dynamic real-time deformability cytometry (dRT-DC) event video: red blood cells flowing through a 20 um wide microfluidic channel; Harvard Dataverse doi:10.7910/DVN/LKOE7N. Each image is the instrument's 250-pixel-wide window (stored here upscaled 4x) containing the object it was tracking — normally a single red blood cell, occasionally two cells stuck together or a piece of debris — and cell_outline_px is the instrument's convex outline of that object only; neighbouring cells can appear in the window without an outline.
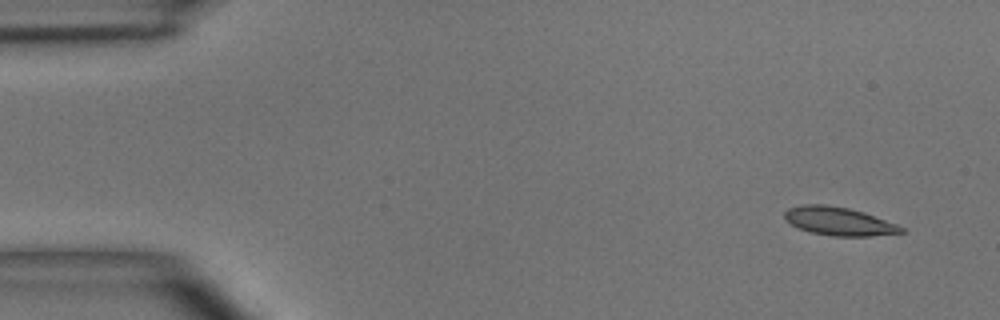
{"species": "common noctule bat (a hibernating species)", "species_latin": "Nyctalus noctula", "temperature_condition": "room temperature", "stored_images_in_passage": 5, "camera_frame_rate_fps": 3000, "um_per_image_px": 0.085, "animal": {"sex": "male", "body_mass_g": 15.6}, "frame": {"image": 1, "passage_image": 1, "time_ms": 0.0, "image_size_px": [1000, 320], "cell_outline_px": [[904, 232], [872, 236], [832, 236], [812, 232], [796, 228], [784, 220], [784, 212], [788, 208], [800, 204], [824, 204], [848, 208], [864, 212], [896, 224], [904, 228]], "centroid_in_image_um": [71.24, 18.8], "position_along_channel_um": 13.8, "area_um2": 19.36}}
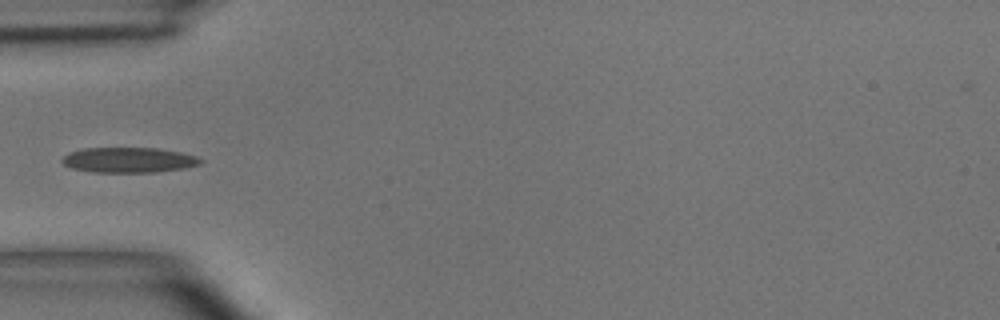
{"frame": {"image": 2, "passage_image": 4, "time_ms": 4.333, "image_size_px": [1000, 320], "cell_outline_px": [[204, 160], [200, 164], [184, 168], [156, 172], [92, 172], [72, 168], [64, 164], [60, 160], [68, 152], [84, 148], [156, 148], [180, 152], [196, 156]], "centroid_in_image_um": [10.93, 13.6], "position_along_channel_um": 74.1, "area_um2": 20.35}}
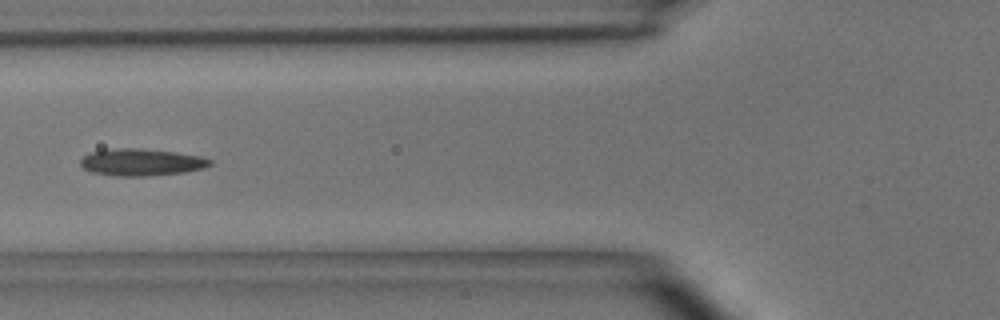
{"frame": {"image": 3, "passage_image": 5, "time_ms": 5.333, "image_size_px": [1000, 320], "cell_outline_px": [[212, 164], [204, 168], [184, 172], [144, 176], [116, 176], [92, 172], [84, 168], [80, 164], [80, 160], [84, 156], [92, 152], [116, 148], [136, 148], [176, 152], [200, 156], [212, 160]], "centroid_in_image_um": [12.03, 13.79], "position_along_channel_um": 113.8, "area_um2": 20.23}}